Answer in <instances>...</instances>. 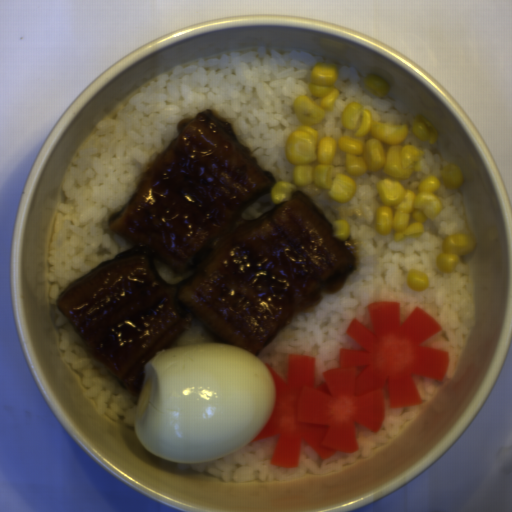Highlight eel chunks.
I'll return each mask as SVG.
<instances>
[{
  "instance_id": "1",
  "label": "eel chunks",
  "mask_w": 512,
  "mask_h": 512,
  "mask_svg": "<svg viewBox=\"0 0 512 512\" xmlns=\"http://www.w3.org/2000/svg\"><path fill=\"white\" fill-rule=\"evenodd\" d=\"M276 183L207 109L178 121L176 137L108 217L132 247L69 282L56 304L90 356L134 397L146 364L194 320L256 355L356 271L350 245L301 191L243 219ZM156 260L195 274L168 284Z\"/></svg>"
}]
</instances>
